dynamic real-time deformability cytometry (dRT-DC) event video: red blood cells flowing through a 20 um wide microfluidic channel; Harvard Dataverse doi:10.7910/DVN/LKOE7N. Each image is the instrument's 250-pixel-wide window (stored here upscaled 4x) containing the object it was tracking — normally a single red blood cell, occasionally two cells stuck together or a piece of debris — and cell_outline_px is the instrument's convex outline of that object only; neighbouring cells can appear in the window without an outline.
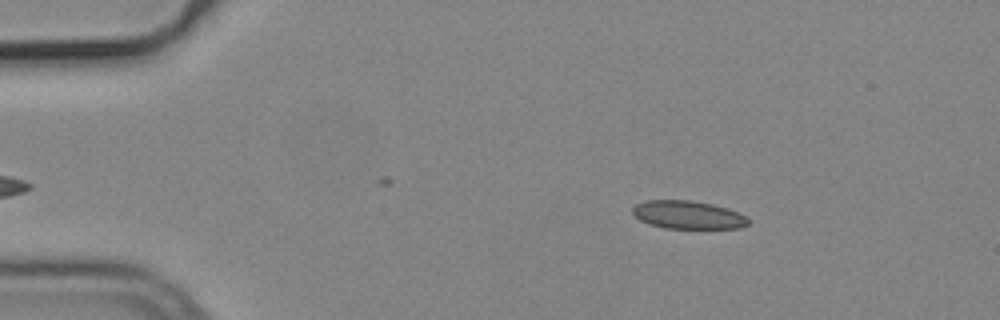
{"species": "common noctule bat (a hibernating species)", "species_latin": "Nyctalus noctula", "temperature_condition": "cold", "stored_images_in_passage": 3, "camera_frame_rate_fps": 3000, "um_per_image_px": 0.085, "animal": {"sex": "male", "body_mass_g": 19.2, "forearm_length_mm": 51.8}, "frame": {"image": 1, "passage_image": 1, "time_ms": 0.0, "image_size_px": [1000, 320], "cell_outline_px": [[748, 224], [740, 228], [664, 228], [648, 224], [640, 220], [632, 212], [632, 208], [636, 204], [648, 200], [692, 200], [712, 204], [728, 208], [748, 216]], "centroid_in_image_um": [58.49, 18.26], "position_along_channel_um": 26.5, "area_um2": 19.02}}